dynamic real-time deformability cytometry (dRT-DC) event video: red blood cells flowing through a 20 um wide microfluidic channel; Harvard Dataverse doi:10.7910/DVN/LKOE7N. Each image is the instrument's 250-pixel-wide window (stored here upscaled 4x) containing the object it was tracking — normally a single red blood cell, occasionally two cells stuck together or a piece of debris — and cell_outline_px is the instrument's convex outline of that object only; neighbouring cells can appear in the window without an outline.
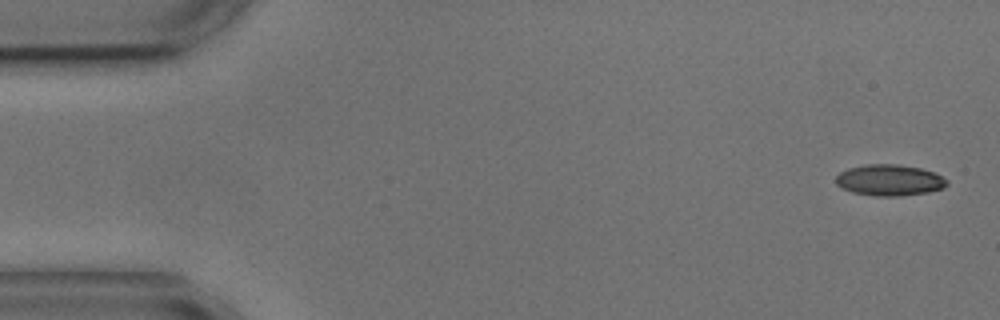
{"species": "common noctule bat (a hibernating species)", "species_latin": "Nyctalus noctula", "temperature_condition": "cold", "stored_images_in_passage": 5, "segment_of_instrument_passage": [1, 2], "camera_frame_rate_fps": 3000, "um_per_image_px": 0.085, "animal": {"sex": "male", "body_mass_g": 17.9, "forearm_length_mm": 54.2}, "frame": {"image": 1, "passage_image": 1, "time_ms": 0.0, "image_size_px": [1000, 320], "cell_outline_px": [[948, 184], [944, 188], [928, 192], [900, 196], [876, 196], [852, 192], [836, 184], [836, 176], [840, 172], [848, 168], [864, 164], [900, 164], [920, 168], [936, 172], [948, 180]], "centroid_in_image_um": [75.64, 15.3], "position_along_channel_um": 9.4, "area_um2": 20.35}}
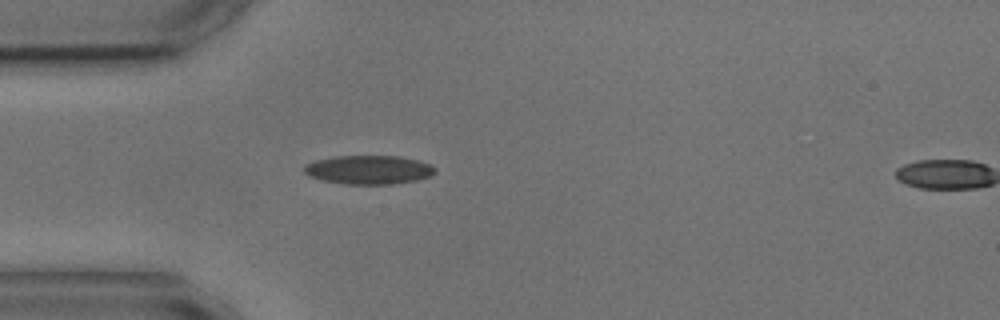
{"frame": {"image": 2, "passage_image": 4, "time_ms": 4.333, "image_size_px": [1000, 320], "cell_outline_px": [[436, 172], [432, 176], [416, 180], [392, 184], [344, 184], [320, 180], [308, 176], [304, 172], [304, 164], [316, 160], [332, 156], [400, 156], [416, 160], [428, 164], [436, 168]], "centroid_in_image_um": [31.31, 14.43], "position_along_channel_um": 53.7, "area_um2": 22.14}}